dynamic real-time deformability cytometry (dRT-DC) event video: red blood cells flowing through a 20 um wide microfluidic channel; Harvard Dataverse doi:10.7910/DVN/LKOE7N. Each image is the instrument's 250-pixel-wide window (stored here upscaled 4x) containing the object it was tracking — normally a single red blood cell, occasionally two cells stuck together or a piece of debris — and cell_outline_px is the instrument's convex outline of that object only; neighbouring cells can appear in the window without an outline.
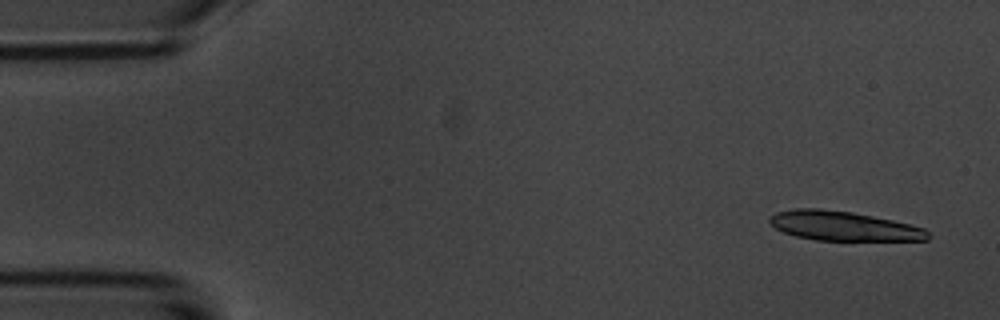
{"species": "common noctule bat (a hibernating species)", "species_latin": "Nyctalus noctula", "temperature_condition": "room temperature", "stored_images_in_passage": 5, "camera_frame_rate_fps": 3000, "um_per_image_px": 0.085, "animal": {"sex": "male", "body_mass_g": 20.1, "forearm_length_mm": 53.5}, "frame": {"image": 1, "passage_image": 1, "time_ms": 0.0, "image_size_px": [1000, 320], "cell_outline_px": [[932, 236], [928, 240], [816, 240], [796, 236], [784, 232], [776, 228], [768, 220], [768, 216], [776, 212], [796, 208], [820, 208], [852, 212], [892, 220], [924, 228]], "centroid_in_image_um": [71.68, 19.2], "position_along_channel_um": 13.3, "area_um2": 27.05}}